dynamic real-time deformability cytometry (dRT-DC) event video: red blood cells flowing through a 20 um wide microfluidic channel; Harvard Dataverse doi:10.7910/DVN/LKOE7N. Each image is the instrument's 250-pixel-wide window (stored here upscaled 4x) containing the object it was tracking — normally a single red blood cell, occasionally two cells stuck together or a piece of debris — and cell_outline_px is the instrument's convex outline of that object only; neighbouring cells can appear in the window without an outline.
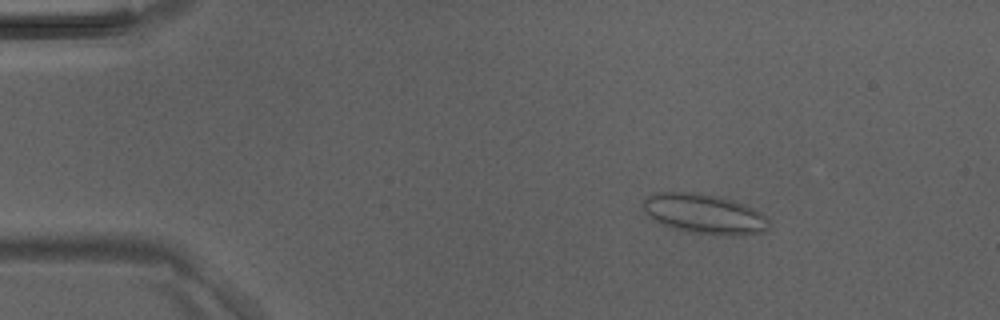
{"species": "Egyptian fruit bat (a non-hibernating species)", "species_latin": "Rousettus aegyptiacus", "temperature_condition": "room temperature", "stored_images_in_passage": 47, "camera_frame_rate_fps": 3000, "um_per_image_px": 0.085, "animal": {"sex": "male"}, "frame": {"image": 1, "passage_image": 8, "time_ms": 2.333, "image_size_px": [1000, 320], "cell_outline_px": [[768, 228], [764, 232], [744, 236], [728, 236], [688, 232], [668, 228], [652, 220], [640, 208], [640, 204], [652, 192], [692, 192], [716, 196], [732, 200], [744, 204], [768, 216]], "centroid_in_image_um": [59.82, 18.2], "position_along_channel_um": 25.2, "area_um2": 29.94}}
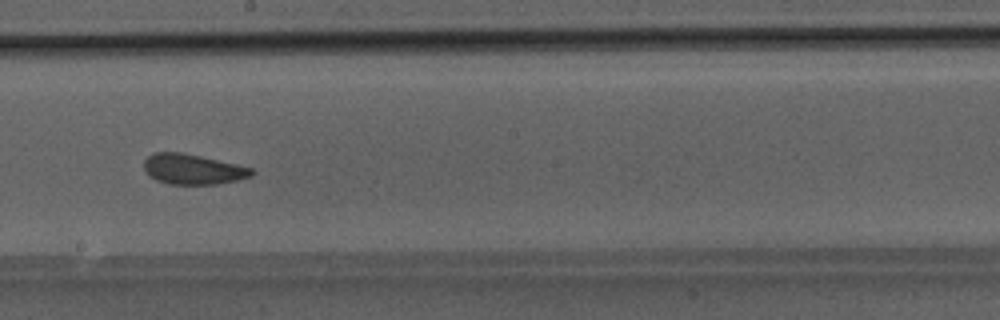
{"frame": {"image": 2, "passage_image": 27, "time_ms": 8.667, "image_size_px": [1000, 320], "cell_outline_px": [[256, 172], [252, 176], [236, 180], [216, 184], [168, 184], [156, 180], [144, 168], [144, 160], [152, 152], [184, 152], [236, 164], [252, 168]], "centroid_in_image_um": [16.4, 14.37], "position_along_channel_um": 231.8, "area_um2": 18.96}}
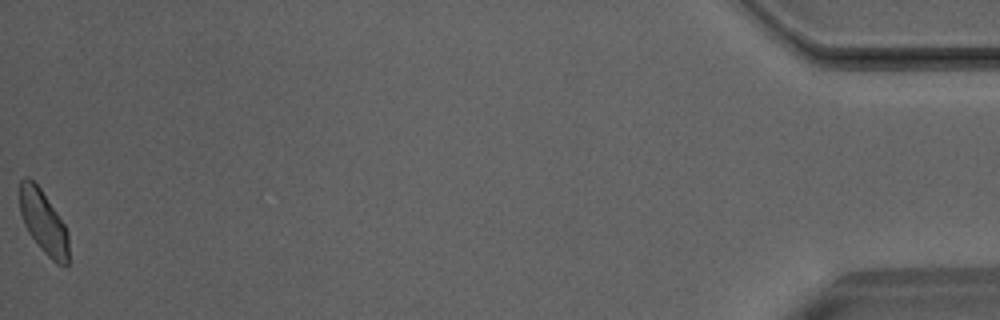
{"frame": {"image": 3, "passage_image": 47, "time_ms": 15.333, "image_size_px": [1000, 320], "cell_outline_px": [[68, 264], [64, 268], [56, 264], [40, 248], [28, 232], [24, 224], [20, 212], [20, 180], [24, 176], [28, 176], [40, 188], [64, 224], [68, 232]], "centroid_in_image_um": [3.7, 18.9], "position_along_channel_um": 431.5, "area_um2": 18.03}}